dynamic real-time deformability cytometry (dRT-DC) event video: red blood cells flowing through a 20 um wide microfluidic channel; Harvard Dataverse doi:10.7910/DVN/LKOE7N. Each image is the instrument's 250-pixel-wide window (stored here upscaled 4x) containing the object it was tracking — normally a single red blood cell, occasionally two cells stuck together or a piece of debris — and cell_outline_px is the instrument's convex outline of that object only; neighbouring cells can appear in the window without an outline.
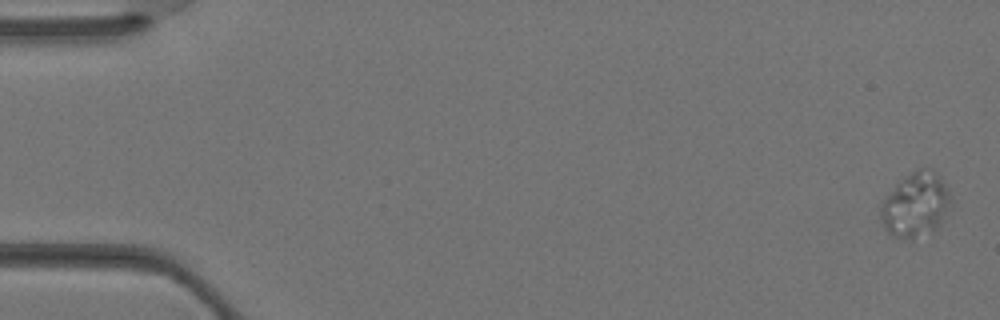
{"species": "Egyptian fruit bat (a non-hibernating species)", "species_latin": "Rousettus aegyptiacus", "temperature_condition": "warm", "stored_images_in_passage": 3, "camera_frame_rate_fps": 3000, "um_per_image_px": 0.085, "animal": {"sex": "female"}, "frame": {"image": 1, "passage_image": 1, "time_ms": 0.0, "image_size_px": [1000, 320], "cell_outline_px": [[952, 200], [936, 228], [912, 240], [908, 240], [892, 236], [884, 228], [880, 216], [880, 204], [896, 184], [900, 180], [912, 172], [920, 168], [924, 168], [932, 172], [944, 184]], "centroid_in_image_um": [77.76, 17.45], "position_along_channel_um": 7.2, "area_um2": 25.61}}